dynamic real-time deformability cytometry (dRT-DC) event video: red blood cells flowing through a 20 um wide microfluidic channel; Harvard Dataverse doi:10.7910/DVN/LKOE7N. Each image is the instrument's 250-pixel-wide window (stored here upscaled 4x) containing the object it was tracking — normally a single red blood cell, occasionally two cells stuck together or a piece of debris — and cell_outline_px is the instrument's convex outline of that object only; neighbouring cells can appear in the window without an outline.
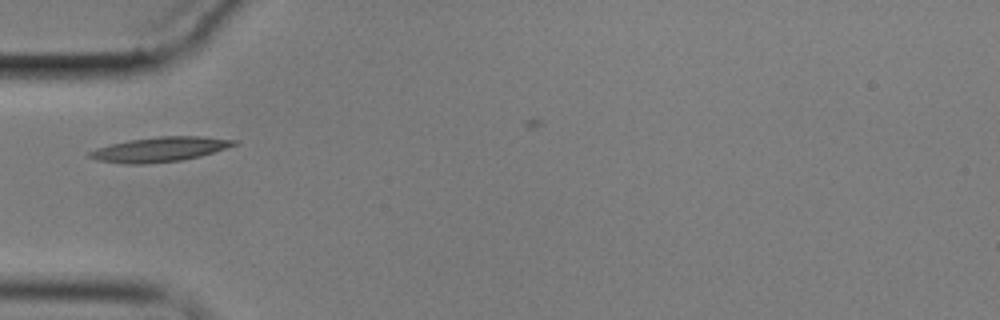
{"species": "common noctule bat (a hibernating species)", "species_latin": "Nyctalus noctula", "temperature_condition": "cold", "stored_images_in_passage": 3, "camera_frame_rate_fps": 3000, "um_per_image_px": 0.085, "animal": {"sex": "male", "body_mass_g": 17.9}, "frame": {"image": 1, "passage_image": 2, "time_ms": 1.0, "image_size_px": [1000, 320], "cell_outline_px": [[240, 144], [200, 156], [180, 160], [144, 164], [124, 164], [96, 160], [88, 156], [88, 152], [96, 148], [112, 144], [132, 140], [160, 136], [204, 136], [236, 140]], "centroid_in_image_um": [13.61, 12.7], "position_along_channel_um": 71.4, "area_um2": 20.69}}